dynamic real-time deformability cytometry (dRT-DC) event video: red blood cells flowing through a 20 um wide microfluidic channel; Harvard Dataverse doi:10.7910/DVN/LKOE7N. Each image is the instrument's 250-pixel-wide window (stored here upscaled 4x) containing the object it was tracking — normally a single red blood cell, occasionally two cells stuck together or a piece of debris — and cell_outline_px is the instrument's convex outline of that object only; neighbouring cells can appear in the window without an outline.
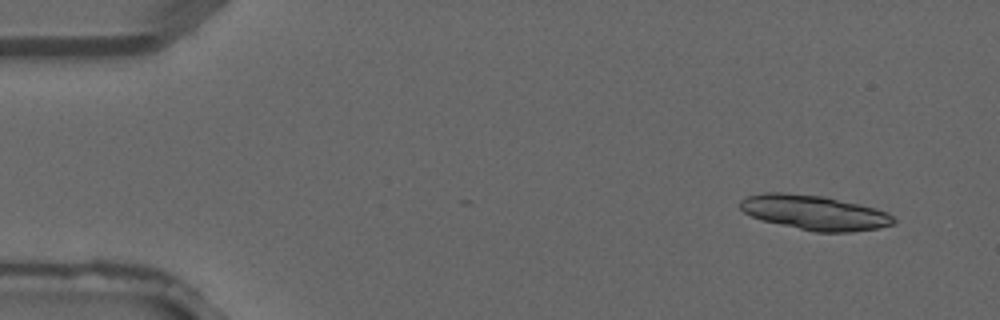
{"species": "common noctule bat (a hibernating species)", "species_latin": "Nyctalus noctula", "temperature_condition": "warm", "stored_images_in_passage": 3, "camera_frame_rate_fps": 3000, "um_per_image_px": 0.085, "animal": {"sex": "male", "forearm_length_mm": 52.5}, "frame": {"image": 1, "passage_image": 1, "time_ms": 0.0, "image_size_px": [1000, 320], "cell_outline_px": [[896, 220], [892, 224], [880, 228], [852, 232], [816, 232], [760, 220], [744, 212], [740, 208], [740, 200], [748, 196], [764, 192], [784, 192], [824, 196], [876, 208], [888, 212]], "centroid_in_image_um": [69.23, 18.06], "position_along_channel_um": 15.8, "area_um2": 31.1}}